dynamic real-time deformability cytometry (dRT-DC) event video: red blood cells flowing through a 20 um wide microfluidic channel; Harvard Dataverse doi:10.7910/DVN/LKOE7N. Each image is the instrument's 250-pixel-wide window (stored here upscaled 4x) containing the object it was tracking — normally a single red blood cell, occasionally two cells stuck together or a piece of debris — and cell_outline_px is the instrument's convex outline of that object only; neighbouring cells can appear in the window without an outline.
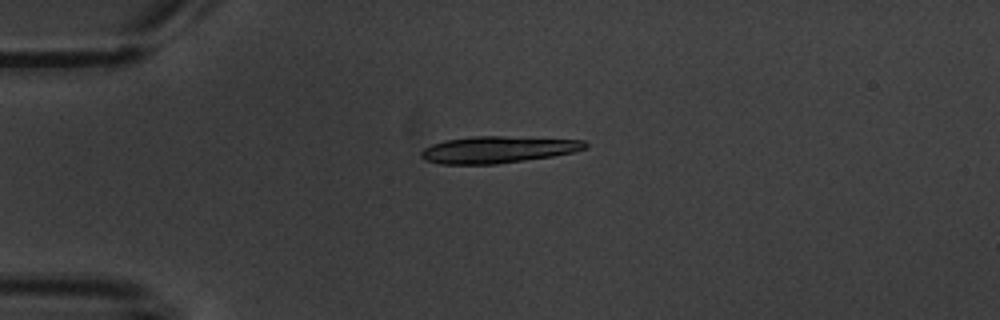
{"species": "common noctule bat (a hibernating species)", "species_latin": "Nyctalus noctula", "temperature_condition": "warm", "stored_images_in_passage": 5, "camera_frame_rate_fps": 3000, "um_per_image_px": 0.085, "animal": {"sex": "male", "body_mass_g": 20.1, "forearm_length_mm": 53.5}, "frame": {"image": 1, "passage_image": 3, "time_ms": 2.333, "image_size_px": [1000, 320], "cell_outline_px": [[588, 144], [584, 148], [572, 152], [552, 156], [496, 164], [440, 164], [424, 160], [420, 156], [420, 152], [424, 148], [432, 144], [444, 140], [472, 136], [504, 136], [584, 140]], "centroid_in_image_um": [42.25, 12.71], "position_along_channel_um": 42.7, "area_um2": 25.55}}